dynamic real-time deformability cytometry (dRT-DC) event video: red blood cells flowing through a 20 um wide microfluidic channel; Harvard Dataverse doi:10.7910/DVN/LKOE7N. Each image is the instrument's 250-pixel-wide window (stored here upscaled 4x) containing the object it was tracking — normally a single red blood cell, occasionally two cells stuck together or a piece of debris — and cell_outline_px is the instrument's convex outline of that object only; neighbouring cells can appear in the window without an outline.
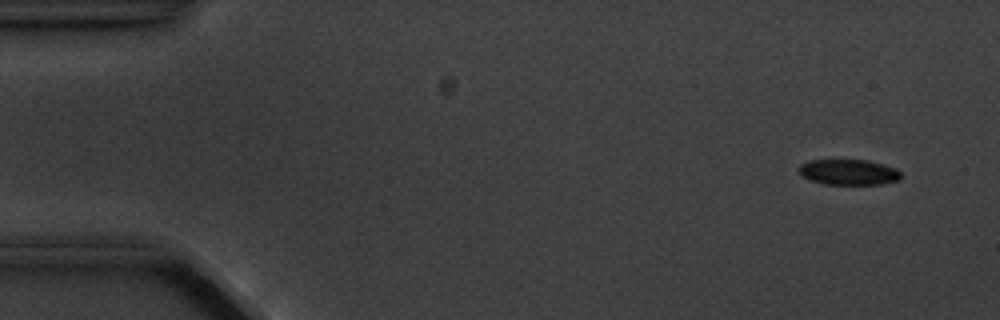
{"species": "common noctule bat (a hibernating species)", "species_latin": "Nyctalus noctula", "temperature_condition": "cold", "stored_images_in_passage": 7, "camera_frame_rate_fps": 3000, "um_per_image_px": 0.085, "animal": {"sex": "male", "body_mass_g": 20.1, "forearm_length_mm": 53.5}, "frame": {"image": 1, "passage_image": 1, "time_ms": 0.0, "image_size_px": [1000, 320], "cell_outline_px": [[900, 180], [880, 184], [824, 184], [808, 180], [800, 176], [796, 168], [800, 164], [808, 160], [868, 160], [896, 168], [900, 172]], "centroid_in_image_um": [72.06, 14.63], "position_along_channel_um": 12.9, "area_um2": 15.43}}
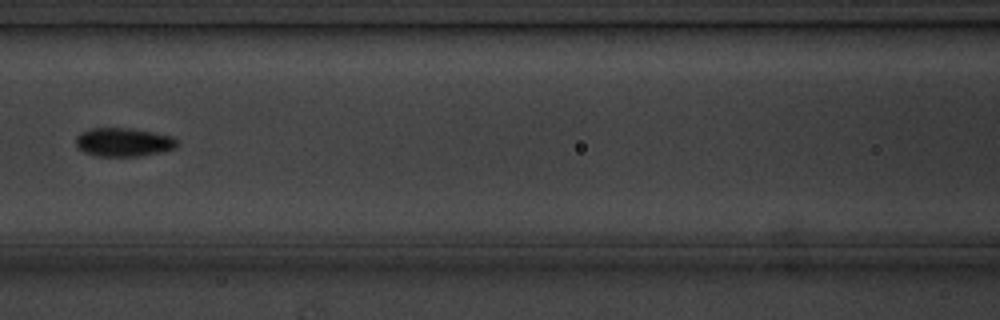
{"frame": {"image": 2, "passage_image": 7, "time_ms": 7.0, "image_size_px": [1000, 320], "cell_outline_px": [[180, 144], [176, 148], [160, 152], [140, 156], [96, 156], [84, 152], [76, 144], [76, 136], [80, 132], [92, 128], [132, 128], [172, 136]], "centroid_in_image_um": [10.51, 12.08], "position_along_channel_um": 156.1, "area_um2": 16.94}}